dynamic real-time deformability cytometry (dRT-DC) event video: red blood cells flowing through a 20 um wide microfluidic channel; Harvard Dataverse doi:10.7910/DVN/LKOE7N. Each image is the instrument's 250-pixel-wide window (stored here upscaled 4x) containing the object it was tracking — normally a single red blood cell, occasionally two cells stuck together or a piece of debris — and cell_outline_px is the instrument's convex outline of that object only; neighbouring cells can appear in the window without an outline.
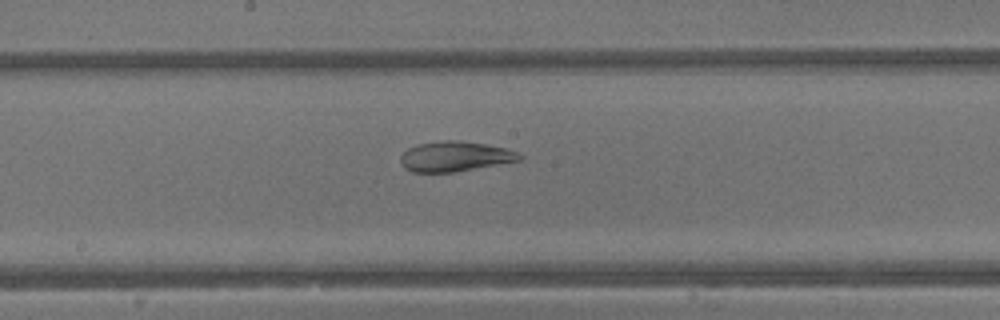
{"species": "common noctule bat (a hibernating species)", "species_latin": "Nyctalus noctula", "temperature_condition": "warm", "stored_images_in_passage": 22, "camera_frame_rate_fps": 3000, "um_per_image_px": 0.085, "animal": {"sex": "male", "body_mass_g": 13.3}, "frame": {"image": 1, "passage_image": 10, "time_ms": 3.0, "image_size_px": [1000, 320], "cell_outline_px": [[524, 160], [456, 172], [412, 172], [404, 168], [400, 160], [400, 156], [408, 148], [416, 144], [440, 140], [456, 140], [484, 144], [508, 148], [520, 152], [524, 156]], "centroid_in_image_um": [38.73, 13.3], "position_along_channel_um": 209.5, "area_um2": 21.27}}
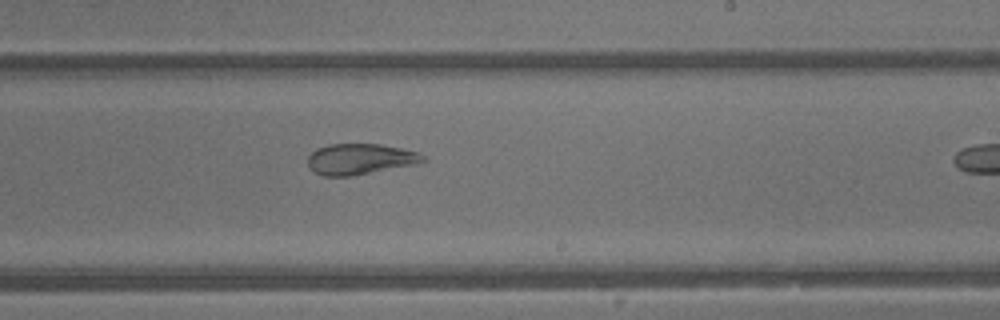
{"frame": {"image": 2, "passage_image": 13, "time_ms": 4.0, "image_size_px": [1000, 320], "cell_outline_px": [[428, 160], [416, 164], [352, 176], [324, 176], [312, 172], [308, 164], [308, 156], [316, 148], [328, 144], [380, 144], [400, 148], [416, 152], [424, 156]], "centroid_in_image_um": [30.57, 13.52], "position_along_channel_um": 258.4, "area_um2": 20.75}}